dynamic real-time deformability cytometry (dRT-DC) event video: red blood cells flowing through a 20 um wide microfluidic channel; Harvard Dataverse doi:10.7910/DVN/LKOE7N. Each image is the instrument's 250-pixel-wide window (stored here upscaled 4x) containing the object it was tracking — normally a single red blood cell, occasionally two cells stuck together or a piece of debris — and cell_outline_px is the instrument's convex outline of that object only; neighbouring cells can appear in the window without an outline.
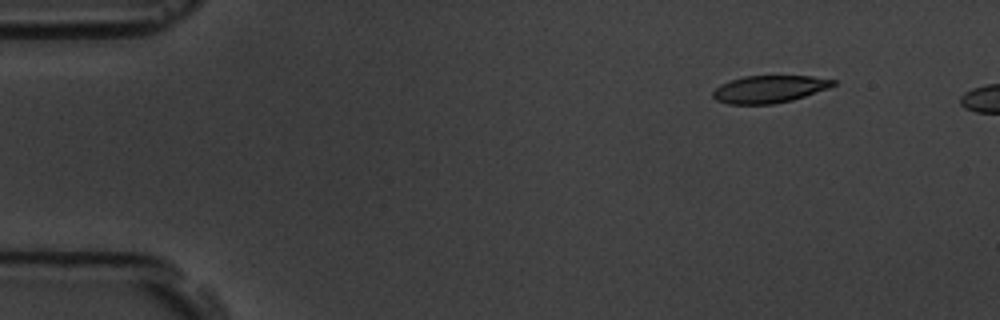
{"species": "common noctule bat (a hibernating species)", "species_latin": "Nyctalus noctula", "temperature_condition": "room temperature", "stored_images_in_passage": 5, "camera_frame_rate_fps": 3000, "um_per_image_px": 0.085, "animal": {"sex": "male", "body_mass_g": 19.5, "forearm_length_mm": 54.6}, "frame": {"image": 1, "passage_image": 2, "time_ms": 1.333, "image_size_px": [1000, 320], "cell_outline_px": [[836, 84], [828, 88], [792, 100], [772, 104], [728, 104], [716, 100], [712, 96], [712, 92], [720, 84], [744, 76], [812, 76], [836, 80]], "centroid_in_image_um": [65.37, 7.57], "position_along_channel_um": 19.6, "area_um2": 19.07}}